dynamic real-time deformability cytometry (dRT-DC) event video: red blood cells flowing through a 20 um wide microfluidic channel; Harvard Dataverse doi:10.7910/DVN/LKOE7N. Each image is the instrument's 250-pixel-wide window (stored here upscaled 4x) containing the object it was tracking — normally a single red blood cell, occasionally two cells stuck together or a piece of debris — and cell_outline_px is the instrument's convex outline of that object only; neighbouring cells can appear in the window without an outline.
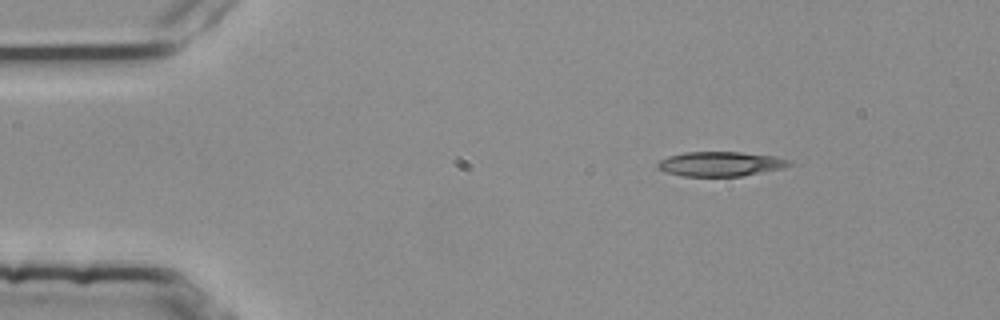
{"species": "common noctule bat (a hibernating species)", "species_latin": "Nyctalus noctula", "temperature_condition": "room temperature", "stored_images_in_passage": 47, "camera_frame_rate_fps": 3000, "um_per_image_px": 0.085, "animal": {"sex": "female", "body_mass_g": 25.1}, "frame": {"image": 1, "passage_image": 1, "time_ms": 0.0, "image_size_px": [1000, 320], "cell_outline_px": [[792, 164], [784, 168], [744, 176], [684, 176], [664, 172], [656, 168], [656, 164], [660, 160], [668, 156], [684, 152], [740, 152], [772, 156], [788, 160]], "centroid_in_image_um": [61.19, 13.94], "position_along_channel_um": 23.8, "area_um2": 18.9}}
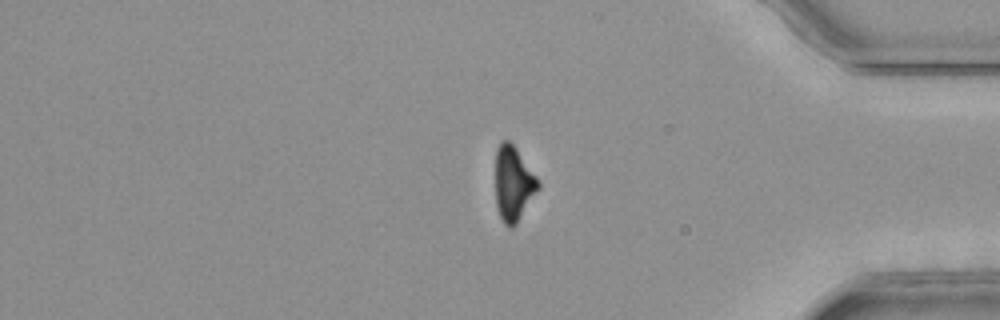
{"frame": {"image": 2, "passage_image": 38, "time_ms": 12.333, "image_size_px": [1000, 320], "cell_outline_px": [[540, 188], [516, 224], [512, 228], [508, 228], [504, 224], [500, 216], [496, 204], [496, 148], [500, 140], [508, 140], [516, 148], [536, 176], [540, 184]], "centroid_in_image_um": [43.63, 15.61], "position_along_channel_um": 391.6, "area_um2": 18.61}}
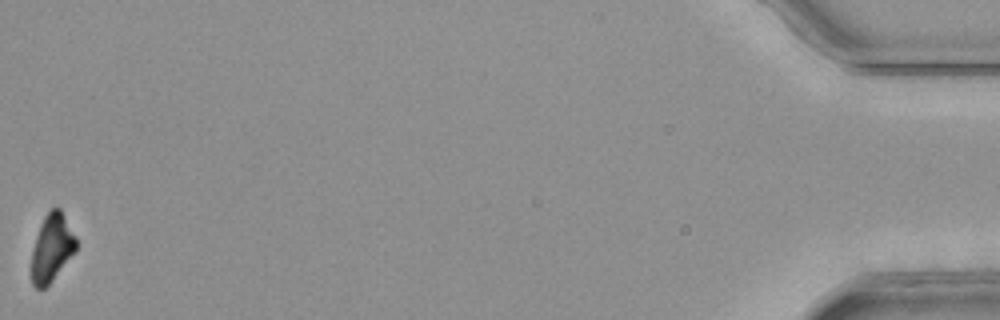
{"frame": {"image": 3, "passage_image": 47, "time_ms": 15.333, "image_size_px": [1000, 320], "cell_outline_px": [[76, 252], [52, 280], [44, 288], [36, 288], [32, 284], [32, 248], [40, 224], [44, 216], [52, 208], [60, 208], [76, 236]], "centroid_in_image_um": [4.41, 21.05], "position_along_channel_um": 430.8, "area_um2": 17.51}, "authors_computed_cell_mechanics": {"area_um2": 19.7676, "velocity_mm_per_s": 3.8043, "shape_relaxation_time_tau1_ms": 6.6761, "shape_relaxation_time_tau2_ms": null, "deformation_change_tau1": 0.1956, "deformation_change_tau2": null}}